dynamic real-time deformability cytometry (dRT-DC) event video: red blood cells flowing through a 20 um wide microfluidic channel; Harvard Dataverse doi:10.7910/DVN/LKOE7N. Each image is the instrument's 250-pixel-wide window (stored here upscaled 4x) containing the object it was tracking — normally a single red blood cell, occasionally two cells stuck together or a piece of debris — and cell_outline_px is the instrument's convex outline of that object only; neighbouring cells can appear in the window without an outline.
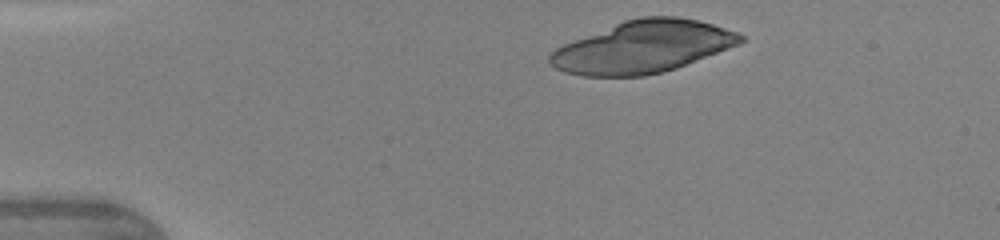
{"species": "human", "species_latin": "Homo sapiens", "temperature_condition": "warm", "stored_images_in_passage": 10, "camera_frame_rate_fps": 3000, "um_per_image_px": 0.085, "donor": {"sex": "female"}, "frame": {"image": 1, "passage_image": 1, "time_ms": 0.0, "image_size_px": [1000, 240], "cell_outline_px": [[744, 40], [740, 44], [676, 68], [644, 76], [584, 76], [564, 72], [556, 68], [548, 60], [548, 56], [556, 48], [564, 44], [624, 20], [640, 16], [676, 16], [696, 20], [712, 24], [736, 32], [744, 36]], "centroid_in_image_um": [54.64, 3.99], "position_along_channel_um": 30.4, "area_um2": 57.4}}